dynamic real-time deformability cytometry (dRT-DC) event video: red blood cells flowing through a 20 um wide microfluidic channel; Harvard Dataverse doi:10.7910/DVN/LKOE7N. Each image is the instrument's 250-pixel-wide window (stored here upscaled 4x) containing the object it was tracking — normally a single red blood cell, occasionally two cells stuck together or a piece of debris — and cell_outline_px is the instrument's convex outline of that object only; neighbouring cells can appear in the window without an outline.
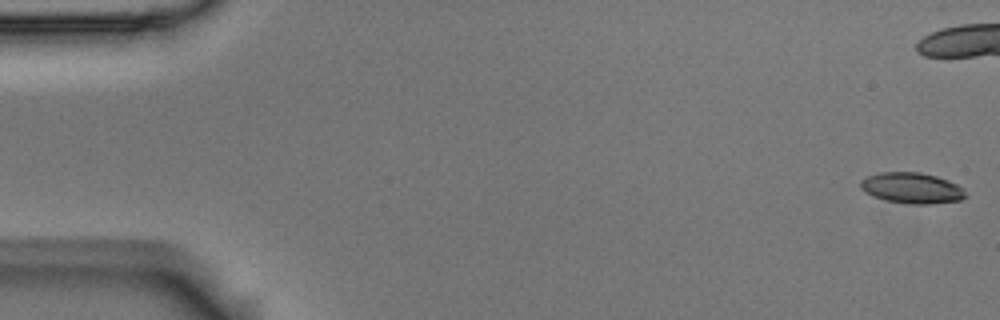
{"species": "Egyptian fruit bat (a non-hibernating species)", "species_latin": "Rousettus aegyptiacus", "temperature_condition": "room temperature", "stored_images_in_passage": 57, "camera_frame_rate_fps": 3000, "um_per_image_px": 0.085, "animal": {"sex": "male"}, "frame": {"image": 1, "passage_image": 1, "time_ms": 0.0, "image_size_px": [1000, 320], "cell_outline_px": [[964, 196], [960, 200], [928, 204], [912, 204], [884, 200], [872, 196], [864, 192], [860, 188], [860, 180], [868, 176], [880, 172], [920, 172], [936, 176], [948, 180], [964, 188]], "centroid_in_image_um": [77.46, 15.98], "position_along_channel_um": 7.5, "area_um2": 18.84}}
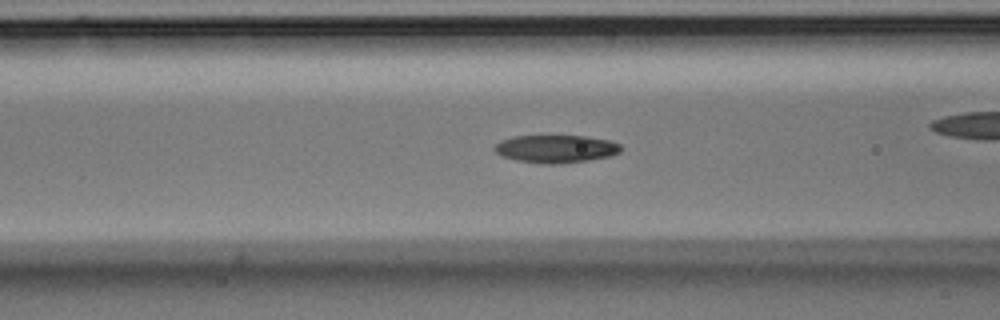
{"frame": {"image": 2, "passage_image": 22, "time_ms": 7.0, "image_size_px": [1000, 320], "cell_outline_px": [[620, 152], [612, 156], [588, 160], [560, 164], [540, 164], [516, 160], [504, 156], [496, 152], [492, 148], [500, 140], [512, 136], [584, 136], [608, 140], [620, 144]], "centroid_in_image_um": [47.23, 12.66], "position_along_channel_um": 119.4, "area_um2": 20.52}}
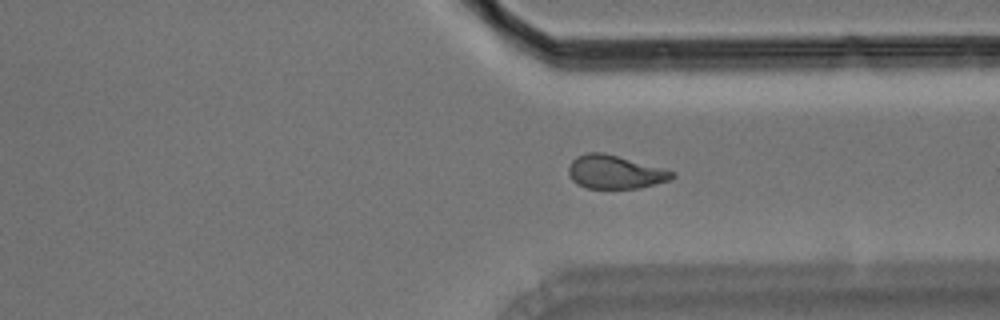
{"frame": {"image": 3, "passage_image": 42, "time_ms": 13.667, "image_size_px": [1000, 320], "cell_outline_px": [[676, 176], [668, 180], [640, 188], [588, 188], [576, 184], [572, 180], [568, 172], [568, 168], [572, 160], [576, 156], [588, 152], [604, 152], [664, 168], [676, 172]], "centroid_in_image_um": [52.27, 14.61], "position_along_channel_um": 359.1, "area_um2": 20.29}, "authors_computed_cell_mechanics": {"area_um2": 20.4034, "velocity_mm_per_s": 3.5972, "shape_relaxation_time_tau1_ms": 7.0997, "shape_relaxation_time_tau2_ms": 4.3909, "deformation_change_tau1": 0.1865, "deformation_change_tau2": 0.1105}}